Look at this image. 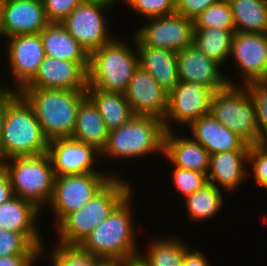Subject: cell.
Returning a JSON list of instances; mask_svg holds the SVG:
<instances>
[{"instance_id": "cell-1", "label": "cell", "mask_w": 267, "mask_h": 266, "mask_svg": "<svg viewBox=\"0 0 267 266\" xmlns=\"http://www.w3.org/2000/svg\"><path fill=\"white\" fill-rule=\"evenodd\" d=\"M130 193L109 215L99 223L78 245L92 256L109 260H129L139 257L135 238Z\"/></svg>"}, {"instance_id": "cell-2", "label": "cell", "mask_w": 267, "mask_h": 266, "mask_svg": "<svg viewBox=\"0 0 267 266\" xmlns=\"http://www.w3.org/2000/svg\"><path fill=\"white\" fill-rule=\"evenodd\" d=\"M18 93L32 107L49 142L72 137L86 90L22 88Z\"/></svg>"}, {"instance_id": "cell-3", "label": "cell", "mask_w": 267, "mask_h": 266, "mask_svg": "<svg viewBox=\"0 0 267 266\" xmlns=\"http://www.w3.org/2000/svg\"><path fill=\"white\" fill-rule=\"evenodd\" d=\"M48 146L32 107L17 93L5 106L0 163L14 157L43 155Z\"/></svg>"}, {"instance_id": "cell-4", "label": "cell", "mask_w": 267, "mask_h": 266, "mask_svg": "<svg viewBox=\"0 0 267 266\" xmlns=\"http://www.w3.org/2000/svg\"><path fill=\"white\" fill-rule=\"evenodd\" d=\"M125 180L114 177L80 209L66 215L56 226L59 244L79 245L94 228L132 192Z\"/></svg>"}, {"instance_id": "cell-5", "label": "cell", "mask_w": 267, "mask_h": 266, "mask_svg": "<svg viewBox=\"0 0 267 266\" xmlns=\"http://www.w3.org/2000/svg\"><path fill=\"white\" fill-rule=\"evenodd\" d=\"M139 66V54L115 38L89 55L87 88L125 93Z\"/></svg>"}, {"instance_id": "cell-6", "label": "cell", "mask_w": 267, "mask_h": 266, "mask_svg": "<svg viewBox=\"0 0 267 266\" xmlns=\"http://www.w3.org/2000/svg\"><path fill=\"white\" fill-rule=\"evenodd\" d=\"M10 179L13 194L42 210L54 192L55 173L48 153L14 157L1 162Z\"/></svg>"}, {"instance_id": "cell-7", "label": "cell", "mask_w": 267, "mask_h": 266, "mask_svg": "<svg viewBox=\"0 0 267 266\" xmlns=\"http://www.w3.org/2000/svg\"><path fill=\"white\" fill-rule=\"evenodd\" d=\"M164 135V124L159 118L134 115L121 127L109 131L108 141L101 155L137 159L154 152L163 154Z\"/></svg>"}, {"instance_id": "cell-8", "label": "cell", "mask_w": 267, "mask_h": 266, "mask_svg": "<svg viewBox=\"0 0 267 266\" xmlns=\"http://www.w3.org/2000/svg\"><path fill=\"white\" fill-rule=\"evenodd\" d=\"M209 113L247 143L260 144L255 107L244 86L228 85L214 92Z\"/></svg>"}, {"instance_id": "cell-9", "label": "cell", "mask_w": 267, "mask_h": 266, "mask_svg": "<svg viewBox=\"0 0 267 266\" xmlns=\"http://www.w3.org/2000/svg\"><path fill=\"white\" fill-rule=\"evenodd\" d=\"M116 175L92 172L82 175L56 176L54 192L49 203L56 225L68 214L86 205Z\"/></svg>"}, {"instance_id": "cell-10", "label": "cell", "mask_w": 267, "mask_h": 266, "mask_svg": "<svg viewBox=\"0 0 267 266\" xmlns=\"http://www.w3.org/2000/svg\"><path fill=\"white\" fill-rule=\"evenodd\" d=\"M113 4L108 0H85L61 22L88 55L113 40L102 12Z\"/></svg>"}, {"instance_id": "cell-11", "label": "cell", "mask_w": 267, "mask_h": 266, "mask_svg": "<svg viewBox=\"0 0 267 266\" xmlns=\"http://www.w3.org/2000/svg\"><path fill=\"white\" fill-rule=\"evenodd\" d=\"M194 21L174 13L150 18L134 36L137 46L181 51L193 44Z\"/></svg>"}, {"instance_id": "cell-12", "label": "cell", "mask_w": 267, "mask_h": 266, "mask_svg": "<svg viewBox=\"0 0 267 266\" xmlns=\"http://www.w3.org/2000/svg\"><path fill=\"white\" fill-rule=\"evenodd\" d=\"M214 91L195 82H179L168 93V107L163 124L165 131L172 130L171 121L189 125L192 121L209 114Z\"/></svg>"}, {"instance_id": "cell-13", "label": "cell", "mask_w": 267, "mask_h": 266, "mask_svg": "<svg viewBox=\"0 0 267 266\" xmlns=\"http://www.w3.org/2000/svg\"><path fill=\"white\" fill-rule=\"evenodd\" d=\"M89 62L45 56L35 76L23 88L86 90Z\"/></svg>"}, {"instance_id": "cell-14", "label": "cell", "mask_w": 267, "mask_h": 266, "mask_svg": "<svg viewBox=\"0 0 267 266\" xmlns=\"http://www.w3.org/2000/svg\"><path fill=\"white\" fill-rule=\"evenodd\" d=\"M8 64L13 75L15 92H19L37 73L45 58L40 33L19 34L7 38Z\"/></svg>"}, {"instance_id": "cell-15", "label": "cell", "mask_w": 267, "mask_h": 266, "mask_svg": "<svg viewBox=\"0 0 267 266\" xmlns=\"http://www.w3.org/2000/svg\"><path fill=\"white\" fill-rule=\"evenodd\" d=\"M230 56L243 73L242 85L264 81L267 77V33L235 32Z\"/></svg>"}, {"instance_id": "cell-16", "label": "cell", "mask_w": 267, "mask_h": 266, "mask_svg": "<svg viewBox=\"0 0 267 266\" xmlns=\"http://www.w3.org/2000/svg\"><path fill=\"white\" fill-rule=\"evenodd\" d=\"M125 94L135 115L152 116L164 121L168 107V93L142 66L131 77Z\"/></svg>"}, {"instance_id": "cell-17", "label": "cell", "mask_w": 267, "mask_h": 266, "mask_svg": "<svg viewBox=\"0 0 267 266\" xmlns=\"http://www.w3.org/2000/svg\"><path fill=\"white\" fill-rule=\"evenodd\" d=\"M220 64L205 56L193 44L177 52V71L179 82L202 84L214 92L228 85L235 86L220 71Z\"/></svg>"}, {"instance_id": "cell-18", "label": "cell", "mask_w": 267, "mask_h": 266, "mask_svg": "<svg viewBox=\"0 0 267 266\" xmlns=\"http://www.w3.org/2000/svg\"><path fill=\"white\" fill-rule=\"evenodd\" d=\"M47 153L51 158L55 176L98 172L92 165L100 152L72 138L50 141Z\"/></svg>"}, {"instance_id": "cell-19", "label": "cell", "mask_w": 267, "mask_h": 266, "mask_svg": "<svg viewBox=\"0 0 267 266\" xmlns=\"http://www.w3.org/2000/svg\"><path fill=\"white\" fill-rule=\"evenodd\" d=\"M5 39L40 33L48 24L43 0H2Z\"/></svg>"}, {"instance_id": "cell-20", "label": "cell", "mask_w": 267, "mask_h": 266, "mask_svg": "<svg viewBox=\"0 0 267 266\" xmlns=\"http://www.w3.org/2000/svg\"><path fill=\"white\" fill-rule=\"evenodd\" d=\"M188 127L192 133L191 137L194 136L192 139L201 144L209 155L225 151L249 150L251 146L210 113L192 121Z\"/></svg>"}, {"instance_id": "cell-21", "label": "cell", "mask_w": 267, "mask_h": 266, "mask_svg": "<svg viewBox=\"0 0 267 266\" xmlns=\"http://www.w3.org/2000/svg\"><path fill=\"white\" fill-rule=\"evenodd\" d=\"M39 212L41 210L30 201L14 196L0 205V228L24 234L41 251L42 256L45 252L44 241L36 227Z\"/></svg>"}, {"instance_id": "cell-22", "label": "cell", "mask_w": 267, "mask_h": 266, "mask_svg": "<svg viewBox=\"0 0 267 266\" xmlns=\"http://www.w3.org/2000/svg\"><path fill=\"white\" fill-rule=\"evenodd\" d=\"M248 151L233 150L210 155L208 183L217 188L221 186V189L223 188L227 192L235 191L249 175L245 169L247 166L244 165V163H248Z\"/></svg>"}, {"instance_id": "cell-23", "label": "cell", "mask_w": 267, "mask_h": 266, "mask_svg": "<svg viewBox=\"0 0 267 266\" xmlns=\"http://www.w3.org/2000/svg\"><path fill=\"white\" fill-rule=\"evenodd\" d=\"M165 131L163 155L174 167L208 173L210 155L198 142L191 138Z\"/></svg>"}, {"instance_id": "cell-24", "label": "cell", "mask_w": 267, "mask_h": 266, "mask_svg": "<svg viewBox=\"0 0 267 266\" xmlns=\"http://www.w3.org/2000/svg\"><path fill=\"white\" fill-rule=\"evenodd\" d=\"M133 42L134 48L139 54V65L147 70L167 93L172 91L179 83L177 51L151 46H137L135 36Z\"/></svg>"}, {"instance_id": "cell-25", "label": "cell", "mask_w": 267, "mask_h": 266, "mask_svg": "<svg viewBox=\"0 0 267 266\" xmlns=\"http://www.w3.org/2000/svg\"><path fill=\"white\" fill-rule=\"evenodd\" d=\"M109 130L93 102L86 97L79 105L72 139L94 147L102 153Z\"/></svg>"}, {"instance_id": "cell-26", "label": "cell", "mask_w": 267, "mask_h": 266, "mask_svg": "<svg viewBox=\"0 0 267 266\" xmlns=\"http://www.w3.org/2000/svg\"><path fill=\"white\" fill-rule=\"evenodd\" d=\"M45 55L73 62H89V55L61 23H49L41 32Z\"/></svg>"}, {"instance_id": "cell-27", "label": "cell", "mask_w": 267, "mask_h": 266, "mask_svg": "<svg viewBox=\"0 0 267 266\" xmlns=\"http://www.w3.org/2000/svg\"><path fill=\"white\" fill-rule=\"evenodd\" d=\"M86 96L96 106L109 131L121 127L135 115L123 93L87 88Z\"/></svg>"}, {"instance_id": "cell-28", "label": "cell", "mask_w": 267, "mask_h": 266, "mask_svg": "<svg viewBox=\"0 0 267 266\" xmlns=\"http://www.w3.org/2000/svg\"><path fill=\"white\" fill-rule=\"evenodd\" d=\"M236 32L267 33V0H228Z\"/></svg>"}, {"instance_id": "cell-29", "label": "cell", "mask_w": 267, "mask_h": 266, "mask_svg": "<svg viewBox=\"0 0 267 266\" xmlns=\"http://www.w3.org/2000/svg\"><path fill=\"white\" fill-rule=\"evenodd\" d=\"M235 32L215 27L194 29L193 45L205 56L223 65L230 57L231 41Z\"/></svg>"}, {"instance_id": "cell-30", "label": "cell", "mask_w": 267, "mask_h": 266, "mask_svg": "<svg viewBox=\"0 0 267 266\" xmlns=\"http://www.w3.org/2000/svg\"><path fill=\"white\" fill-rule=\"evenodd\" d=\"M146 255L139 254L147 266H183L186 253L190 250L186 243L170 237L152 241L146 248Z\"/></svg>"}, {"instance_id": "cell-31", "label": "cell", "mask_w": 267, "mask_h": 266, "mask_svg": "<svg viewBox=\"0 0 267 266\" xmlns=\"http://www.w3.org/2000/svg\"><path fill=\"white\" fill-rule=\"evenodd\" d=\"M187 215L192 220H207L214 217L223 205V195L220 188L208 183L203 188L185 198Z\"/></svg>"}, {"instance_id": "cell-32", "label": "cell", "mask_w": 267, "mask_h": 266, "mask_svg": "<svg viewBox=\"0 0 267 266\" xmlns=\"http://www.w3.org/2000/svg\"><path fill=\"white\" fill-rule=\"evenodd\" d=\"M194 29L221 28L236 31L233 14L228 0L212 4L201 12L194 20Z\"/></svg>"}, {"instance_id": "cell-33", "label": "cell", "mask_w": 267, "mask_h": 266, "mask_svg": "<svg viewBox=\"0 0 267 266\" xmlns=\"http://www.w3.org/2000/svg\"><path fill=\"white\" fill-rule=\"evenodd\" d=\"M53 266H99L104 260L83 251L78 245L57 244L51 252Z\"/></svg>"}, {"instance_id": "cell-34", "label": "cell", "mask_w": 267, "mask_h": 266, "mask_svg": "<svg viewBox=\"0 0 267 266\" xmlns=\"http://www.w3.org/2000/svg\"><path fill=\"white\" fill-rule=\"evenodd\" d=\"M243 86L255 107L260 144L267 145V83L265 81L248 82Z\"/></svg>"}, {"instance_id": "cell-35", "label": "cell", "mask_w": 267, "mask_h": 266, "mask_svg": "<svg viewBox=\"0 0 267 266\" xmlns=\"http://www.w3.org/2000/svg\"><path fill=\"white\" fill-rule=\"evenodd\" d=\"M41 255V251L24 235L0 228V257Z\"/></svg>"}, {"instance_id": "cell-36", "label": "cell", "mask_w": 267, "mask_h": 266, "mask_svg": "<svg viewBox=\"0 0 267 266\" xmlns=\"http://www.w3.org/2000/svg\"><path fill=\"white\" fill-rule=\"evenodd\" d=\"M175 188L184 198L208 184L207 174L198 171L175 167L172 171Z\"/></svg>"}, {"instance_id": "cell-37", "label": "cell", "mask_w": 267, "mask_h": 266, "mask_svg": "<svg viewBox=\"0 0 267 266\" xmlns=\"http://www.w3.org/2000/svg\"><path fill=\"white\" fill-rule=\"evenodd\" d=\"M126 5L145 16L146 19L176 13V0H123Z\"/></svg>"}, {"instance_id": "cell-38", "label": "cell", "mask_w": 267, "mask_h": 266, "mask_svg": "<svg viewBox=\"0 0 267 266\" xmlns=\"http://www.w3.org/2000/svg\"><path fill=\"white\" fill-rule=\"evenodd\" d=\"M248 163L253 169L255 183L267 189V145H251L248 151Z\"/></svg>"}, {"instance_id": "cell-39", "label": "cell", "mask_w": 267, "mask_h": 266, "mask_svg": "<svg viewBox=\"0 0 267 266\" xmlns=\"http://www.w3.org/2000/svg\"><path fill=\"white\" fill-rule=\"evenodd\" d=\"M85 0H43L49 23H61L79 4Z\"/></svg>"}, {"instance_id": "cell-40", "label": "cell", "mask_w": 267, "mask_h": 266, "mask_svg": "<svg viewBox=\"0 0 267 266\" xmlns=\"http://www.w3.org/2000/svg\"><path fill=\"white\" fill-rule=\"evenodd\" d=\"M222 0H176V13L194 20L212 4Z\"/></svg>"}, {"instance_id": "cell-41", "label": "cell", "mask_w": 267, "mask_h": 266, "mask_svg": "<svg viewBox=\"0 0 267 266\" xmlns=\"http://www.w3.org/2000/svg\"><path fill=\"white\" fill-rule=\"evenodd\" d=\"M41 255H14L0 257V266H32Z\"/></svg>"}, {"instance_id": "cell-42", "label": "cell", "mask_w": 267, "mask_h": 266, "mask_svg": "<svg viewBox=\"0 0 267 266\" xmlns=\"http://www.w3.org/2000/svg\"><path fill=\"white\" fill-rule=\"evenodd\" d=\"M14 197L10 179L0 163V205Z\"/></svg>"}, {"instance_id": "cell-43", "label": "cell", "mask_w": 267, "mask_h": 266, "mask_svg": "<svg viewBox=\"0 0 267 266\" xmlns=\"http://www.w3.org/2000/svg\"><path fill=\"white\" fill-rule=\"evenodd\" d=\"M8 87H0V142L2 136V122L4 118L6 104L18 93Z\"/></svg>"}, {"instance_id": "cell-44", "label": "cell", "mask_w": 267, "mask_h": 266, "mask_svg": "<svg viewBox=\"0 0 267 266\" xmlns=\"http://www.w3.org/2000/svg\"><path fill=\"white\" fill-rule=\"evenodd\" d=\"M205 257L201 251L189 250L185 255L183 266H210Z\"/></svg>"}, {"instance_id": "cell-45", "label": "cell", "mask_w": 267, "mask_h": 266, "mask_svg": "<svg viewBox=\"0 0 267 266\" xmlns=\"http://www.w3.org/2000/svg\"><path fill=\"white\" fill-rule=\"evenodd\" d=\"M99 266H126V261L104 259Z\"/></svg>"}, {"instance_id": "cell-46", "label": "cell", "mask_w": 267, "mask_h": 266, "mask_svg": "<svg viewBox=\"0 0 267 266\" xmlns=\"http://www.w3.org/2000/svg\"><path fill=\"white\" fill-rule=\"evenodd\" d=\"M126 266H147L145 262L139 257L129 259L126 261Z\"/></svg>"}, {"instance_id": "cell-47", "label": "cell", "mask_w": 267, "mask_h": 266, "mask_svg": "<svg viewBox=\"0 0 267 266\" xmlns=\"http://www.w3.org/2000/svg\"><path fill=\"white\" fill-rule=\"evenodd\" d=\"M3 7H2V0H0V37L4 36V28H3Z\"/></svg>"}, {"instance_id": "cell-48", "label": "cell", "mask_w": 267, "mask_h": 266, "mask_svg": "<svg viewBox=\"0 0 267 266\" xmlns=\"http://www.w3.org/2000/svg\"><path fill=\"white\" fill-rule=\"evenodd\" d=\"M108 1H111V2L115 3L117 0H108Z\"/></svg>"}]
</instances>
